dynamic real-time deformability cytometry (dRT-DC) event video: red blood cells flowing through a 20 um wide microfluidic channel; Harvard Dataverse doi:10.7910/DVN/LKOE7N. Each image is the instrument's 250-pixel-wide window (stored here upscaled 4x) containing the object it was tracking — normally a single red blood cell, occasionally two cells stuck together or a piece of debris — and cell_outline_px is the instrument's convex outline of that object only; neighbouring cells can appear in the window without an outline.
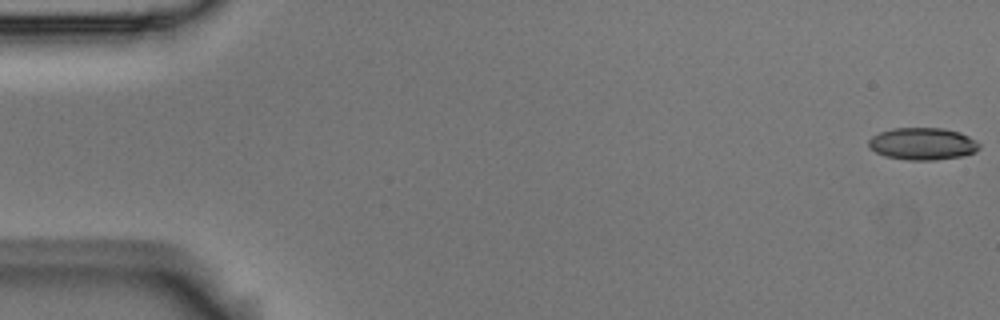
{"species": "Egyptian fruit bat (a non-hibernating species)", "species_latin": "Rousettus aegyptiacus", "temperature_condition": "room temperature", "stored_images_in_passage": 8, "camera_frame_rate_fps": 3000, "um_per_image_px": 0.085, "animal": {"sex": "male"}, "frame": {"image": 1, "passage_image": 1, "time_ms": 0.0, "image_size_px": [1000, 320], "cell_outline_px": [[980, 148], [976, 152], [964, 156], [936, 160], [908, 160], [884, 156], [868, 148], [868, 140], [872, 136], [880, 132], [892, 128], [944, 128], [960, 132], [976, 140], [980, 144]], "centroid_in_image_um": [78.43, 12.23], "position_along_channel_um": 6.6, "area_um2": 21.04}}